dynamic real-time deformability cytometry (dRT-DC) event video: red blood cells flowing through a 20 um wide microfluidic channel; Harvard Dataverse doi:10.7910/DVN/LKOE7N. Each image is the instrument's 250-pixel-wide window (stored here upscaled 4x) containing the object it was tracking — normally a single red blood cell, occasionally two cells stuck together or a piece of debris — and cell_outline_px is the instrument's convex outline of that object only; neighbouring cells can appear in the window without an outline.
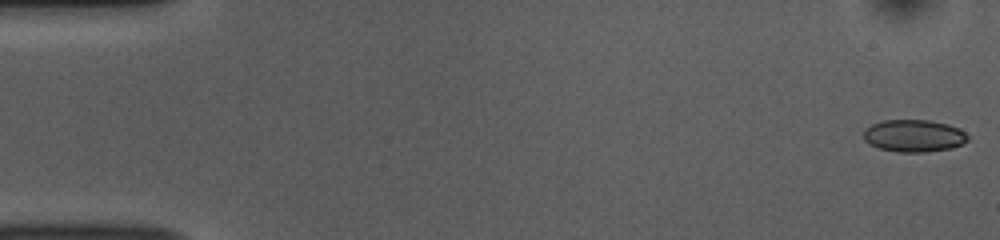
{"species": "common noctule bat (a hibernating species)", "species_latin": "Nyctalus noctula", "temperature_condition": "room temperature", "stored_images_in_passage": 51, "camera_frame_rate_fps": 3000, "um_per_image_px": 0.085, "animal": {"sex": "female", "body_mass_g": 10.0, "forearm_length_mm": 53.1}, "frame": {"image": 1, "passage_image": 1, "time_ms": 0.0, "image_size_px": [1000, 240], "cell_outline_px": [[968, 140], [952, 148], [924, 152], [896, 152], [880, 148], [864, 140], [864, 128], [872, 124], [884, 120], [928, 120], [948, 124], [960, 128], [968, 136]], "centroid_in_image_um": [77.68, 11.53], "position_along_channel_um": 7.3, "area_um2": 19.54}}
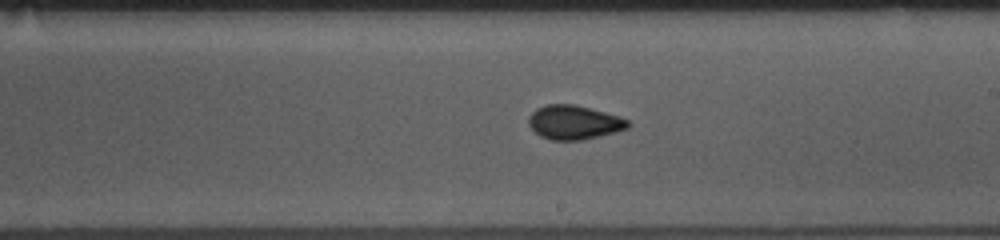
{"frame": {"image": 2, "passage_image": 30, "time_ms": 9.667, "image_size_px": [1000, 240], "cell_outline_px": [[632, 124], [628, 128], [616, 132], [600, 136], [580, 140], [552, 140], [540, 136], [528, 124], [528, 116], [536, 108], [548, 104], [576, 104], [620, 116], [628, 120]], "centroid_in_image_um": [48.81, 10.39], "position_along_channel_um": 240.2, "area_um2": 19.88}}
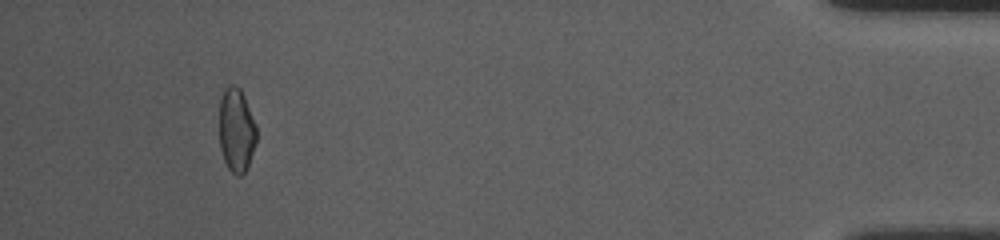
{"frame": {"image": 3, "passage_image": 49, "time_ms": 16.0, "image_size_px": [1000, 240], "cell_outline_px": [[256, 144], [248, 164], [244, 172], [240, 176], [236, 176], [228, 168], [224, 160], [220, 148], [220, 100], [224, 88], [228, 84], [236, 84], [240, 88], [244, 96], [256, 128]], "centroid_in_image_um": [20.08, 11.04], "position_along_channel_um": 415.1, "area_um2": 18.09}}